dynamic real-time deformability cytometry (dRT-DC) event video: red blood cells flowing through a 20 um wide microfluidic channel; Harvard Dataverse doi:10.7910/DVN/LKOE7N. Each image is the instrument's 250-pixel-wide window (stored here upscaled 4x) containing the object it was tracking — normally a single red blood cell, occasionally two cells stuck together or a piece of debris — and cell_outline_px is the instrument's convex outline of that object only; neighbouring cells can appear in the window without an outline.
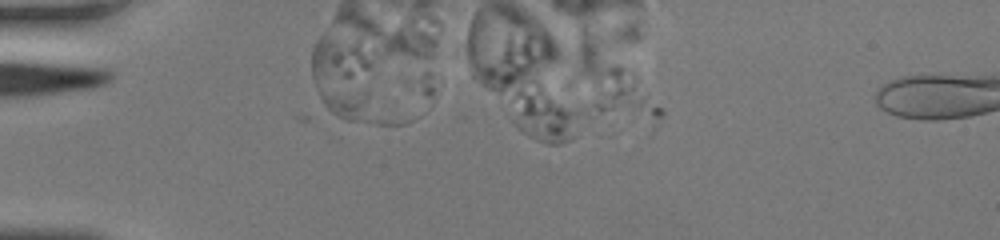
{"species": "human", "species_latin": "Homo sapiens", "temperature_condition": "room temperature", "stored_images_in_passage": 2, "camera_frame_rate_fps": 3000, "um_per_image_px": 0.085, "donor": {"sex": "female"}, "frame": {"image": 1, "passage_image": 1, "time_ms": 0.0, "image_size_px": [1000, 240], "cell_outline_px": [[412, 120], [404, 124], [376, 124], [348, 120], [324, 108], [316, 88], [312, 76], [312, 48], [316, 40], [324, 32], [356, 44], [368, 60]], "centroid_in_image_um": [29.97, 7.14], "position_along_channel_um": 55.0, "area_um2": 39.36}}